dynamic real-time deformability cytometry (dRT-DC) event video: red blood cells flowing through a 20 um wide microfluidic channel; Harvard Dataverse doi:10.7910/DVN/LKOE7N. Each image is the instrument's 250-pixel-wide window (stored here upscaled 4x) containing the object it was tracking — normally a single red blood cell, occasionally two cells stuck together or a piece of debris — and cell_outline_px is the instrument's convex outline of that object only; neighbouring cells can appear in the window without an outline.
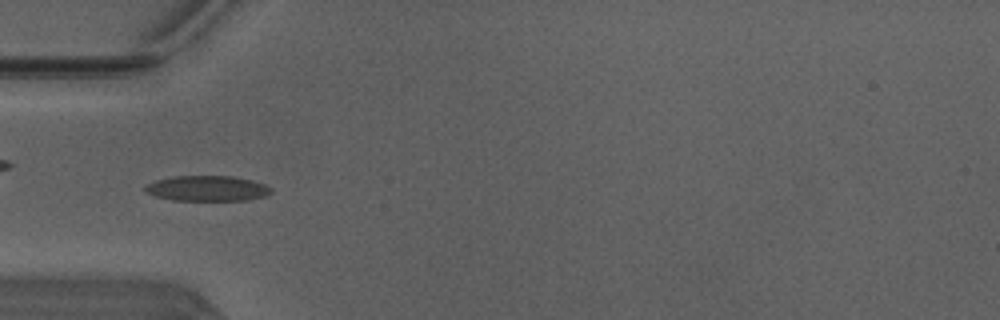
{"species": "Egyptian fruit bat (a non-hibernating species)", "species_latin": "Rousettus aegyptiacus", "temperature_condition": "warm", "stored_images_in_passage": 49, "camera_frame_rate_fps": 3000, "um_per_image_px": 0.085, "animal": {"sex": "male"}, "frame": {"image": 1, "passage_image": 15, "time_ms": 4.667, "image_size_px": [1000, 320], "cell_outline_px": [[272, 192], [268, 196], [248, 200], [172, 200], [156, 196], [148, 192], [144, 188], [144, 184], [156, 180], [172, 176], [232, 176], [252, 180], [264, 184], [272, 188]], "centroid_in_image_um": [17.64, 16.01], "position_along_channel_um": 67.4, "area_um2": 18.73}}
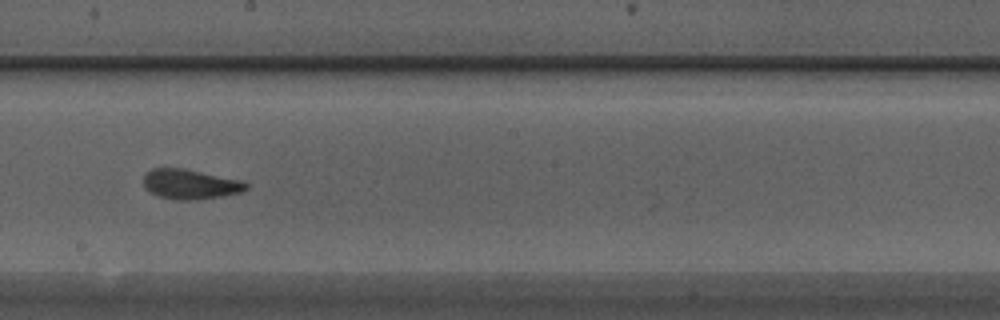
{"frame": {"image": 2, "passage_image": 27, "time_ms": 8.667, "image_size_px": [1000, 320], "cell_outline_px": [[248, 188], [240, 192], [220, 196], [192, 200], [176, 200], [156, 196], [144, 188], [144, 172], [152, 168], [184, 168], [244, 180], [248, 184]], "centroid_in_image_um": [16.15, 15.64], "position_along_channel_um": 232.1, "area_um2": 18.09}}
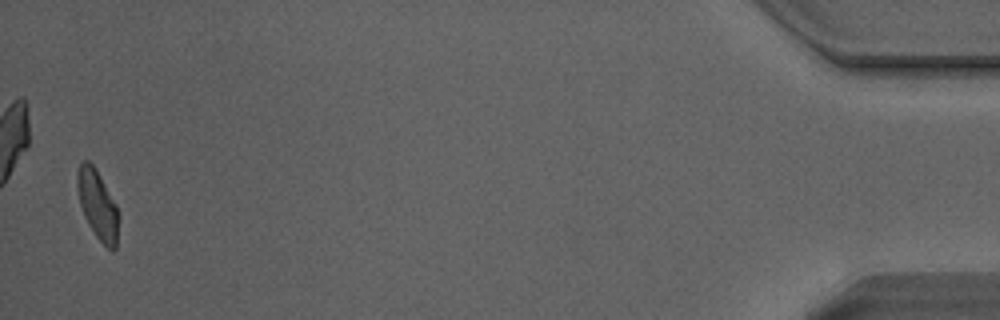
{"frame": {"image": 3, "passage_image": 48, "time_ms": 15.667, "image_size_px": [1000, 320], "cell_outline_px": [[120, 216], [116, 248], [112, 252], [96, 236], [88, 224], [84, 216], [80, 204], [76, 184], [76, 176], [80, 164], [84, 160], [88, 160], [96, 168], [116, 204]], "centroid_in_image_um": [8.31, 17.41], "position_along_channel_um": 426.9, "area_um2": 16.82}, "authors_computed_cell_mechanics": {"area_um2": 17.7446, "velocity_mm_per_s": 4.1234, "shape_relaxation_time_tau1_ms": 3.3157, "shape_relaxation_time_tau2_ms": 1.8436, "deformation_change_tau1": 0.1454, "deformation_change_tau2": 0.0878}}